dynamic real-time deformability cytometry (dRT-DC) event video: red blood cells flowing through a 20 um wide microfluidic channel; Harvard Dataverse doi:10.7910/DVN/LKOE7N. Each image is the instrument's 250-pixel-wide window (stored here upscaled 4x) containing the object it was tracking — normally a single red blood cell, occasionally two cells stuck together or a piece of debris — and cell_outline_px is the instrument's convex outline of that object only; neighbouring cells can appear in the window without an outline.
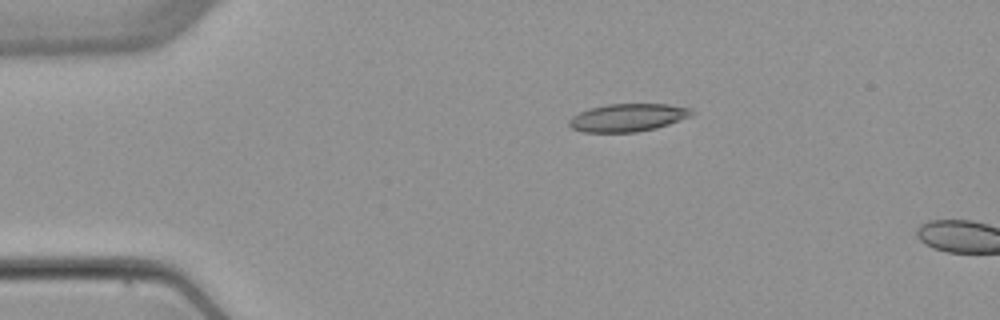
{"species": "common noctule bat (a hibernating species)", "species_latin": "Nyctalus noctula", "temperature_condition": "warm", "stored_images_in_passage": 4, "camera_frame_rate_fps": 3000, "um_per_image_px": 0.085, "animal": {"sex": "female", "body_mass_g": 22.7, "forearm_length_mm": 54.2}, "frame": {"image": 1, "passage_image": 3, "time_ms": 2.667, "image_size_px": [1000, 320], "cell_outline_px": [[696, 112], [692, 116], [656, 128], [636, 132], [580, 132], [572, 128], [568, 124], [568, 120], [572, 116], [588, 108], [608, 104], [668, 104], [692, 108]], "centroid_in_image_um": [53.37, 9.99], "position_along_channel_um": 31.6, "area_um2": 20.06}}